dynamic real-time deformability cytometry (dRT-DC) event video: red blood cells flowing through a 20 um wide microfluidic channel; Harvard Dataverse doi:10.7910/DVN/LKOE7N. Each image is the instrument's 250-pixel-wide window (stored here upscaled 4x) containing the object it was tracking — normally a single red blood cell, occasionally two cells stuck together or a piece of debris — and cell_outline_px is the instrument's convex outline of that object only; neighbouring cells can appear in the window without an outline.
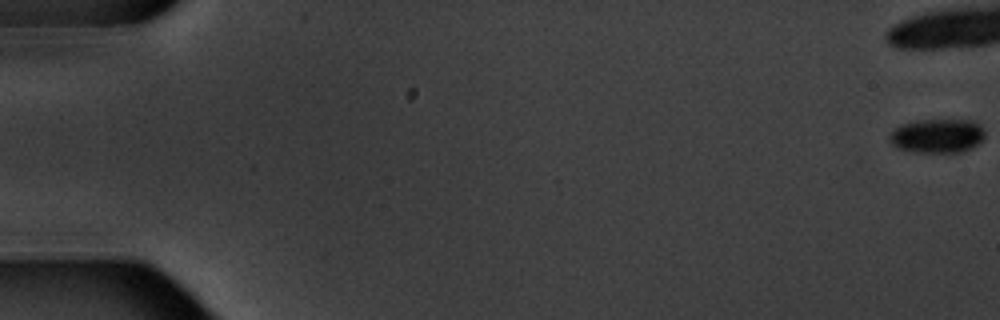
{"species": "common noctule bat (a hibernating species)", "species_latin": "Nyctalus noctula", "temperature_condition": "warm", "stored_images_in_passage": 5, "camera_frame_rate_fps": 3000, "um_per_image_px": 0.085, "animal": {"sex": "male", "body_mass_g": 20.1, "forearm_length_mm": 53.5}, "frame": {"image": 1, "passage_image": 1, "time_ms": 0.0, "image_size_px": [1000, 320], "cell_outline_px": [[984, 136], [972, 148], [964, 152], [912, 152], [896, 148], [888, 140], [888, 136], [900, 124], [916, 120], [972, 120], [980, 124], [984, 132]], "centroid_in_image_um": [79.63, 11.55], "position_along_channel_um": 5.4, "area_um2": 19.07}}